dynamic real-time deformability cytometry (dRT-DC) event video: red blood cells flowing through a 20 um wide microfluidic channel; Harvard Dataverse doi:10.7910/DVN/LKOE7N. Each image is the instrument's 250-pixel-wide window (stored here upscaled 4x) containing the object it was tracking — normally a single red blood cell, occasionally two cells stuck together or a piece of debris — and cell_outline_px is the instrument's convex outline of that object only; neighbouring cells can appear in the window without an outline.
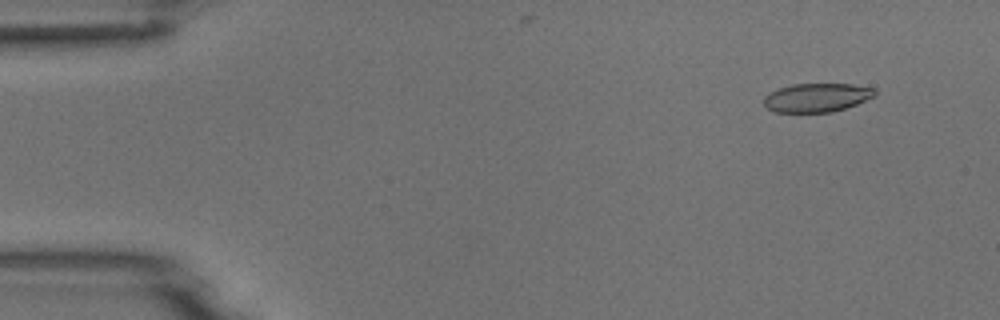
{"species": "common noctule bat (a hibernating species)", "species_latin": "Nyctalus noctula", "temperature_condition": "room temperature", "stored_images_in_passage": 5, "camera_frame_rate_fps": 3000, "um_per_image_px": 0.085, "animal": {"sex": "male", "body_mass_g": 18.8}, "frame": {"image": 1, "passage_image": 2, "time_ms": 1.333, "image_size_px": [1000, 320], "cell_outline_px": [[876, 96], [856, 104], [832, 112], [776, 112], [768, 108], [764, 104], [764, 96], [768, 92], [776, 88], [792, 84], [852, 84], [876, 88]], "centroid_in_image_um": [69.42, 8.28], "position_along_channel_um": 15.6, "area_um2": 18.73}}
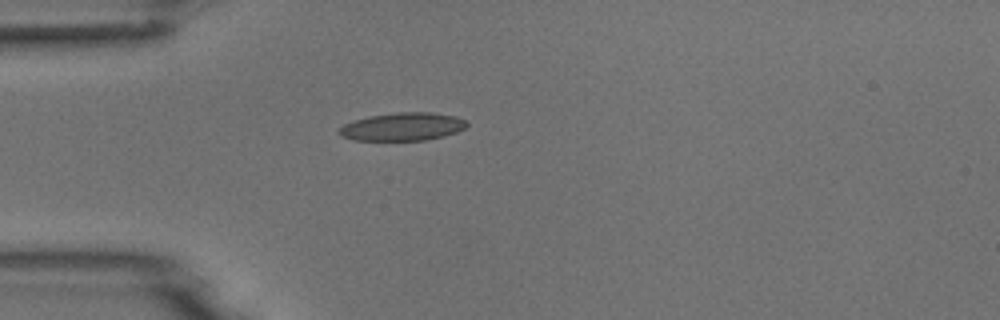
{"frame": {"image": 2, "passage_image": 5, "time_ms": 4.667, "image_size_px": [1000, 320], "cell_outline_px": [[468, 124], [464, 128], [456, 132], [444, 136], [424, 140], [352, 140], [340, 136], [336, 132], [344, 124], [368, 116], [396, 112], [432, 112], [456, 116], [464, 120]], "centroid_in_image_um": [34.19, 10.76], "position_along_channel_um": 50.8, "area_um2": 20.87}}